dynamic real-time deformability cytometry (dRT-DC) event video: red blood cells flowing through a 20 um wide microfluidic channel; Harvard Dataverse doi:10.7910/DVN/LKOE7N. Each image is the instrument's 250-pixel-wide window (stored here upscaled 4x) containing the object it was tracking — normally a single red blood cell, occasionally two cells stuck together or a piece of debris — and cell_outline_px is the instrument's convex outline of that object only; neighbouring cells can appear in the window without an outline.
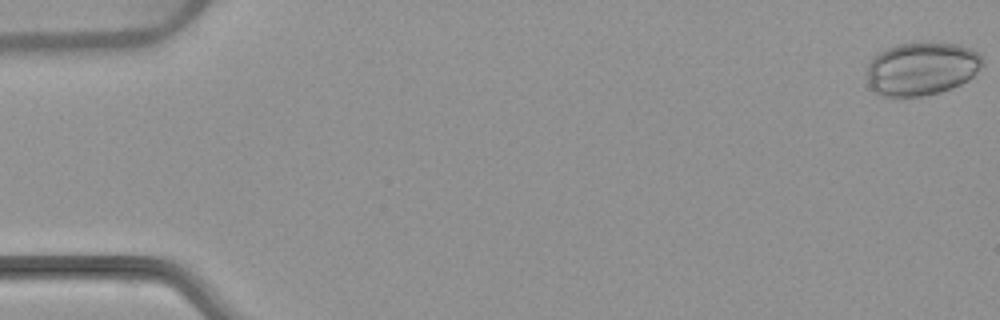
{"species": "common noctule bat (a hibernating species)", "species_latin": "Nyctalus noctula", "temperature_condition": "warm", "stored_images_in_passage": 5, "camera_frame_rate_fps": 3000, "um_per_image_px": 0.085, "animal": {"sex": "female", "body_mass_g": 22.7, "forearm_length_mm": 54.2}, "frame": {"image": 1, "passage_image": 1, "time_ms": 0.0, "image_size_px": [1000, 320], "cell_outline_px": [[984, 64], [968, 80], [952, 88], [940, 92], [924, 96], [880, 96], [868, 84], [868, 64], [880, 52], [888, 48], [900, 44], [960, 44], [976, 52], [984, 60]], "centroid_in_image_um": [78.35, 5.87], "position_along_channel_um": 6.6, "area_um2": 35.26}}